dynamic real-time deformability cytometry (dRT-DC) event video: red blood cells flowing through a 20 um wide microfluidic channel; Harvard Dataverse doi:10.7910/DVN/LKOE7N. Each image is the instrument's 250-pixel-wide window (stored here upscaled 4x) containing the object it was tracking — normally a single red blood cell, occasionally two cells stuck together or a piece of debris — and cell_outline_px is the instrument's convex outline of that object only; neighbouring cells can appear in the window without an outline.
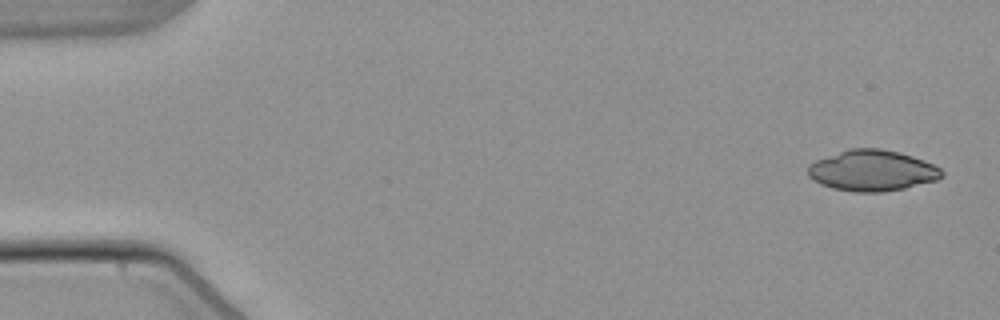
{"species": "common noctule bat (a hibernating species)", "species_latin": "Nyctalus noctula", "temperature_condition": "warm", "stored_images_in_passage": 6, "camera_frame_rate_fps": 3000, "um_per_image_px": 0.085, "animal": {"sex": "male", "body_mass_g": 21.5, "forearm_length_mm": 52.0}, "frame": {"image": 1, "passage_image": 1, "time_ms": 0.0, "image_size_px": [1000, 320], "cell_outline_px": [[944, 176], [936, 180], [904, 188], [884, 192], [852, 192], [832, 188], [820, 184], [812, 180], [808, 176], [808, 164], [816, 160], [848, 148], [880, 148], [912, 156], [932, 164], [940, 168], [944, 172]], "centroid_in_image_um": [74.1, 14.5], "position_along_channel_um": 10.9, "area_um2": 31.96}}